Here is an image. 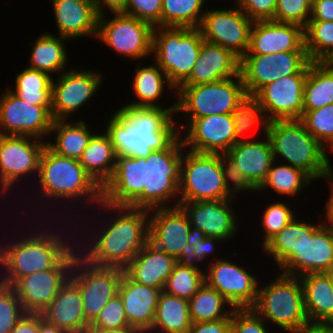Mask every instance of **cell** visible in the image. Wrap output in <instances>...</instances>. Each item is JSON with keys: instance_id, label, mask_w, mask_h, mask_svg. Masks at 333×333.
<instances>
[{"instance_id": "obj_1", "label": "cell", "mask_w": 333, "mask_h": 333, "mask_svg": "<svg viewBox=\"0 0 333 333\" xmlns=\"http://www.w3.org/2000/svg\"><path fill=\"white\" fill-rule=\"evenodd\" d=\"M96 208L102 209L103 212L109 211L110 216L113 215L112 211L114 215L108 219L110 222L103 220L104 223L98 226L99 228L90 227V231L92 229L95 233L88 231V234L87 232L84 234L88 226L85 225L83 229L81 227L83 239L76 242L77 248H80L79 255L96 266L124 269L149 242V211L130 206L109 205L104 201H101Z\"/></svg>"}, {"instance_id": "obj_2", "label": "cell", "mask_w": 333, "mask_h": 333, "mask_svg": "<svg viewBox=\"0 0 333 333\" xmlns=\"http://www.w3.org/2000/svg\"><path fill=\"white\" fill-rule=\"evenodd\" d=\"M175 112L176 108L121 106L108 117L103 131L110 137L117 156L147 158L152 151L167 148L180 135L173 118Z\"/></svg>"}, {"instance_id": "obj_3", "label": "cell", "mask_w": 333, "mask_h": 333, "mask_svg": "<svg viewBox=\"0 0 333 333\" xmlns=\"http://www.w3.org/2000/svg\"><path fill=\"white\" fill-rule=\"evenodd\" d=\"M25 231L20 238L10 240L0 245V282L13 286L20 278L33 272L52 269L76 244L71 235L62 234L53 229ZM65 230V232L63 231ZM34 231V232H33ZM27 234V236L25 235ZM66 235V236H63ZM67 237V239H65ZM71 238V239H70ZM69 240V241H68ZM72 240V241H70ZM73 242V243H70ZM75 242V243H74Z\"/></svg>"}, {"instance_id": "obj_4", "label": "cell", "mask_w": 333, "mask_h": 333, "mask_svg": "<svg viewBox=\"0 0 333 333\" xmlns=\"http://www.w3.org/2000/svg\"><path fill=\"white\" fill-rule=\"evenodd\" d=\"M39 198L44 201L68 200L71 202L83 199L88 204L98 205L102 201V188L85 171L79 160L63 157L44 147L40 159L38 175ZM48 197V198H47ZM66 199V200H65ZM72 199V201H71ZM87 199V201L85 200ZM94 202V203H93Z\"/></svg>"}, {"instance_id": "obj_5", "label": "cell", "mask_w": 333, "mask_h": 333, "mask_svg": "<svg viewBox=\"0 0 333 333\" xmlns=\"http://www.w3.org/2000/svg\"><path fill=\"white\" fill-rule=\"evenodd\" d=\"M267 136L274 160L286 159L287 164L305 172L314 182L330 172L325 147L298 120H275L269 123Z\"/></svg>"}, {"instance_id": "obj_6", "label": "cell", "mask_w": 333, "mask_h": 333, "mask_svg": "<svg viewBox=\"0 0 333 333\" xmlns=\"http://www.w3.org/2000/svg\"><path fill=\"white\" fill-rule=\"evenodd\" d=\"M184 149L180 134L164 150L150 153L143 162V192L129 205L130 207L148 211L169 208L171 200L176 203L172 207L179 206V184ZM175 199H177L176 202Z\"/></svg>"}, {"instance_id": "obj_7", "label": "cell", "mask_w": 333, "mask_h": 333, "mask_svg": "<svg viewBox=\"0 0 333 333\" xmlns=\"http://www.w3.org/2000/svg\"><path fill=\"white\" fill-rule=\"evenodd\" d=\"M259 286L251 308L267 323L270 321L289 333H297L309 323L299 277L281 273L272 282Z\"/></svg>"}, {"instance_id": "obj_8", "label": "cell", "mask_w": 333, "mask_h": 333, "mask_svg": "<svg viewBox=\"0 0 333 333\" xmlns=\"http://www.w3.org/2000/svg\"><path fill=\"white\" fill-rule=\"evenodd\" d=\"M199 28L158 26L153 31L152 55L177 90L189 77L202 42Z\"/></svg>"}, {"instance_id": "obj_9", "label": "cell", "mask_w": 333, "mask_h": 333, "mask_svg": "<svg viewBox=\"0 0 333 333\" xmlns=\"http://www.w3.org/2000/svg\"><path fill=\"white\" fill-rule=\"evenodd\" d=\"M176 112L187 119L219 114H232L247 94L241 74L229 79L192 86H180L176 90Z\"/></svg>"}, {"instance_id": "obj_10", "label": "cell", "mask_w": 333, "mask_h": 333, "mask_svg": "<svg viewBox=\"0 0 333 333\" xmlns=\"http://www.w3.org/2000/svg\"><path fill=\"white\" fill-rule=\"evenodd\" d=\"M187 151H183L179 202L233 198L225 185L220 155Z\"/></svg>"}, {"instance_id": "obj_11", "label": "cell", "mask_w": 333, "mask_h": 333, "mask_svg": "<svg viewBox=\"0 0 333 333\" xmlns=\"http://www.w3.org/2000/svg\"><path fill=\"white\" fill-rule=\"evenodd\" d=\"M112 15V19L99 16L96 39L124 58L138 61L152 55L154 27L124 13Z\"/></svg>"}, {"instance_id": "obj_12", "label": "cell", "mask_w": 333, "mask_h": 333, "mask_svg": "<svg viewBox=\"0 0 333 333\" xmlns=\"http://www.w3.org/2000/svg\"><path fill=\"white\" fill-rule=\"evenodd\" d=\"M124 269L100 267L78 255L70 279L79 287L86 322L91 325L103 307L118 293Z\"/></svg>"}, {"instance_id": "obj_13", "label": "cell", "mask_w": 333, "mask_h": 333, "mask_svg": "<svg viewBox=\"0 0 333 333\" xmlns=\"http://www.w3.org/2000/svg\"><path fill=\"white\" fill-rule=\"evenodd\" d=\"M306 51H287L264 55H244L240 74L246 93L255 95L266 84L287 75L308 74Z\"/></svg>"}, {"instance_id": "obj_14", "label": "cell", "mask_w": 333, "mask_h": 333, "mask_svg": "<svg viewBox=\"0 0 333 333\" xmlns=\"http://www.w3.org/2000/svg\"><path fill=\"white\" fill-rule=\"evenodd\" d=\"M78 255L76 244L52 269L33 272L12 286L26 313H41L52 302L70 278Z\"/></svg>"}, {"instance_id": "obj_15", "label": "cell", "mask_w": 333, "mask_h": 333, "mask_svg": "<svg viewBox=\"0 0 333 333\" xmlns=\"http://www.w3.org/2000/svg\"><path fill=\"white\" fill-rule=\"evenodd\" d=\"M229 9H206L198 27L204 41L219 45L242 58L249 50L251 20L237 5Z\"/></svg>"}, {"instance_id": "obj_16", "label": "cell", "mask_w": 333, "mask_h": 333, "mask_svg": "<svg viewBox=\"0 0 333 333\" xmlns=\"http://www.w3.org/2000/svg\"><path fill=\"white\" fill-rule=\"evenodd\" d=\"M46 142L31 136L0 134V195L12 191L25 175H38L39 159ZM14 185V186H13Z\"/></svg>"}, {"instance_id": "obj_17", "label": "cell", "mask_w": 333, "mask_h": 333, "mask_svg": "<svg viewBox=\"0 0 333 333\" xmlns=\"http://www.w3.org/2000/svg\"><path fill=\"white\" fill-rule=\"evenodd\" d=\"M51 108L32 105L17 97L9 88L5 89L0 95V134L44 140L50 135L53 123Z\"/></svg>"}, {"instance_id": "obj_18", "label": "cell", "mask_w": 333, "mask_h": 333, "mask_svg": "<svg viewBox=\"0 0 333 333\" xmlns=\"http://www.w3.org/2000/svg\"><path fill=\"white\" fill-rule=\"evenodd\" d=\"M80 69L68 68L57 76V80L53 78L51 108L53 120H67V117L81 110V107L85 106L101 87L103 83L101 72Z\"/></svg>"}, {"instance_id": "obj_19", "label": "cell", "mask_w": 333, "mask_h": 333, "mask_svg": "<svg viewBox=\"0 0 333 333\" xmlns=\"http://www.w3.org/2000/svg\"><path fill=\"white\" fill-rule=\"evenodd\" d=\"M186 125H177L184 148L203 154H226L236 143L232 114H219L187 119ZM181 126V128H180ZM180 128V129H179ZM187 131V132H186Z\"/></svg>"}, {"instance_id": "obj_20", "label": "cell", "mask_w": 333, "mask_h": 333, "mask_svg": "<svg viewBox=\"0 0 333 333\" xmlns=\"http://www.w3.org/2000/svg\"><path fill=\"white\" fill-rule=\"evenodd\" d=\"M216 260V261H215ZM246 268L217 257L208 263L205 282L234 308H251L257 299L259 280Z\"/></svg>"}, {"instance_id": "obj_21", "label": "cell", "mask_w": 333, "mask_h": 333, "mask_svg": "<svg viewBox=\"0 0 333 333\" xmlns=\"http://www.w3.org/2000/svg\"><path fill=\"white\" fill-rule=\"evenodd\" d=\"M306 76L307 74L287 75L266 84L255 94L270 122L301 118Z\"/></svg>"}, {"instance_id": "obj_22", "label": "cell", "mask_w": 333, "mask_h": 333, "mask_svg": "<svg viewBox=\"0 0 333 333\" xmlns=\"http://www.w3.org/2000/svg\"><path fill=\"white\" fill-rule=\"evenodd\" d=\"M234 199L179 202V206L188 215L191 226L198 228L208 237L225 242L238 234V215L234 214L231 206Z\"/></svg>"}, {"instance_id": "obj_23", "label": "cell", "mask_w": 333, "mask_h": 333, "mask_svg": "<svg viewBox=\"0 0 333 333\" xmlns=\"http://www.w3.org/2000/svg\"><path fill=\"white\" fill-rule=\"evenodd\" d=\"M333 267V228L323 223L307 238L298 252L279 268L280 273L300 277L328 272Z\"/></svg>"}, {"instance_id": "obj_24", "label": "cell", "mask_w": 333, "mask_h": 333, "mask_svg": "<svg viewBox=\"0 0 333 333\" xmlns=\"http://www.w3.org/2000/svg\"><path fill=\"white\" fill-rule=\"evenodd\" d=\"M287 51H306L304 27L273 20L253 22L249 50L245 55H264Z\"/></svg>"}, {"instance_id": "obj_25", "label": "cell", "mask_w": 333, "mask_h": 333, "mask_svg": "<svg viewBox=\"0 0 333 333\" xmlns=\"http://www.w3.org/2000/svg\"><path fill=\"white\" fill-rule=\"evenodd\" d=\"M190 228L188 215L180 206L149 211V242L175 258L187 245Z\"/></svg>"}, {"instance_id": "obj_26", "label": "cell", "mask_w": 333, "mask_h": 333, "mask_svg": "<svg viewBox=\"0 0 333 333\" xmlns=\"http://www.w3.org/2000/svg\"><path fill=\"white\" fill-rule=\"evenodd\" d=\"M161 292V289L138 283L123 273L118 294L122 298L129 327L140 333L151 329Z\"/></svg>"}, {"instance_id": "obj_27", "label": "cell", "mask_w": 333, "mask_h": 333, "mask_svg": "<svg viewBox=\"0 0 333 333\" xmlns=\"http://www.w3.org/2000/svg\"><path fill=\"white\" fill-rule=\"evenodd\" d=\"M145 160L143 157L117 156L114 172L102 187V201L109 205L129 206L143 192Z\"/></svg>"}, {"instance_id": "obj_28", "label": "cell", "mask_w": 333, "mask_h": 333, "mask_svg": "<svg viewBox=\"0 0 333 333\" xmlns=\"http://www.w3.org/2000/svg\"><path fill=\"white\" fill-rule=\"evenodd\" d=\"M58 35L67 39L97 36L99 15L94 0H52Z\"/></svg>"}, {"instance_id": "obj_29", "label": "cell", "mask_w": 333, "mask_h": 333, "mask_svg": "<svg viewBox=\"0 0 333 333\" xmlns=\"http://www.w3.org/2000/svg\"><path fill=\"white\" fill-rule=\"evenodd\" d=\"M240 64L241 58L234 52L203 41L190 77L181 86L212 83L239 76Z\"/></svg>"}, {"instance_id": "obj_30", "label": "cell", "mask_w": 333, "mask_h": 333, "mask_svg": "<svg viewBox=\"0 0 333 333\" xmlns=\"http://www.w3.org/2000/svg\"><path fill=\"white\" fill-rule=\"evenodd\" d=\"M43 319L67 333H88L79 287L69 278L52 302L41 312Z\"/></svg>"}, {"instance_id": "obj_31", "label": "cell", "mask_w": 333, "mask_h": 333, "mask_svg": "<svg viewBox=\"0 0 333 333\" xmlns=\"http://www.w3.org/2000/svg\"><path fill=\"white\" fill-rule=\"evenodd\" d=\"M176 263L174 256L148 242L124 268V272L138 283L163 291Z\"/></svg>"}, {"instance_id": "obj_32", "label": "cell", "mask_w": 333, "mask_h": 333, "mask_svg": "<svg viewBox=\"0 0 333 333\" xmlns=\"http://www.w3.org/2000/svg\"><path fill=\"white\" fill-rule=\"evenodd\" d=\"M264 137L265 141L237 142L226 153L257 189L265 181L274 161L270 140L268 136Z\"/></svg>"}, {"instance_id": "obj_33", "label": "cell", "mask_w": 333, "mask_h": 333, "mask_svg": "<svg viewBox=\"0 0 333 333\" xmlns=\"http://www.w3.org/2000/svg\"><path fill=\"white\" fill-rule=\"evenodd\" d=\"M304 293V308L309 323L333 324V286L326 272L299 277Z\"/></svg>"}, {"instance_id": "obj_34", "label": "cell", "mask_w": 333, "mask_h": 333, "mask_svg": "<svg viewBox=\"0 0 333 333\" xmlns=\"http://www.w3.org/2000/svg\"><path fill=\"white\" fill-rule=\"evenodd\" d=\"M133 75L132 91L137 96L136 101H129L123 106L130 107H146V108H176V102L171 106H163L159 104L158 99L164 94V89L167 87L173 90L176 94V89L169 82L165 72L155 63L150 66L142 67L139 64L135 68ZM167 84V86H166Z\"/></svg>"}, {"instance_id": "obj_35", "label": "cell", "mask_w": 333, "mask_h": 333, "mask_svg": "<svg viewBox=\"0 0 333 333\" xmlns=\"http://www.w3.org/2000/svg\"><path fill=\"white\" fill-rule=\"evenodd\" d=\"M298 216L287 224L279 233L273 236L262 248L264 254L272 256L279 269L293 254L298 252L304 244L307 235H312L323 223L312 224L297 220Z\"/></svg>"}, {"instance_id": "obj_36", "label": "cell", "mask_w": 333, "mask_h": 333, "mask_svg": "<svg viewBox=\"0 0 333 333\" xmlns=\"http://www.w3.org/2000/svg\"><path fill=\"white\" fill-rule=\"evenodd\" d=\"M85 171L102 188L111 178L117 162V154L110 137L104 133H95L80 158Z\"/></svg>"}, {"instance_id": "obj_37", "label": "cell", "mask_w": 333, "mask_h": 333, "mask_svg": "<svg viewBox=\"0 0 333 333\" xmlns=\"http://www.w3.org/2000/svg\"><path fill=\"white\" fill-rule=\"evenodd\" d=\"M94 134L84 119L75 122L53 120L50 135H55V141L49 140L46 145L60 156L80 160Z\"/></svg>"}, {"instance_id": "obj_38", "label": "cell", "mask_w": 333, "mask_h": 333, "mask_svg": "<svg viewBox=\"0 0 333 333\" xmlns=\"http://www.w3.org/2000/svg\"><path fill=\"white\" fill-rule=\"evenodd\" d=\"M69 39L58 35L56 37L50 32H46L37 37L32 42V50L29 54V67L38 71L45 72L51 77L66 71V65L69 61V54L66 51L65 41Z\"/></svg>"}, {"instance_id": "obj_39", "label": "cell", "mask_w": 333, "mask_h": 333, "mask_svg": "<svg viewBox=\"0 0 333 333\" xmlns=\"http://www.w3.org/2000/svg\"><path fill=\"white\" fill-rule=\"evenodd\" d=\"M191 325L189 301L162 291L154 322L147 333H186Z\"/></svg>"}, {"instance_id": "obj_40", "label": "cell", "mask_w": 333, "mask_h": 333, "mask_svg": "<svg viewBox=\"0 0 333 333\" xmlns=\"http://www.w3.org/2000/svg\"><path fill=\"white\" fill-rule=\"evenodd\" d=\"M333 104V69L325 62H310L304 84L303 111Z\"/></svg>"}, {"instance_id": "obj_41", "label": "cell", "mask_w": 333, "mask_h": 333, "mask_svg": "<svg viewBox=\"0 0 333 333\" xmlns=\"http://www.w3.org/2000/svg\"><path fill=\"white\" fill-rule=\"evenodd\" d=\"M234 309L230 302L206 282L189 300V311L192 323L231 319V314Z\"/></svg>"}, {"instance_id": "obj_42", "label": "cell", "mask_w": 333, "mask_h": 333, "mask_svg": "<svg viewBox=\"0 0 333 333\" xmlns=\"http://www.w3.org/2000/svg\"><path fill=\"white\" fill-rule=\"evenodd\" d=\"M52 80L49 74L27 66L17 74L14 89L9 90L32 105L52 106Z\"/></svg>"}, {"instance_id": "obj_43", "label": "cell", "mask_w": 333, "mask_h": 333, "mask_svg": "<svg viewBox=\"0 0 333 333\" xmlns=\"http://www.w3.org/2000/svg\"><path fill=\"white\" fill-rule=\"evenodd\" d=\"M275 164H277L276 160L273 161L265 181L257 189L258 192L265 191L269 187L277 194L293 196L294 198L313 181L305 172L287 163L282 165L278 162L277 165Z\"/></svg>"}, {"instance_id": "obj_44", "label": "cell", "mask_w": 333, "mask_h": 333, "mask_svg": "<svg viewBox=\"0 0 333 333\" xmlns=\"http://www.w3.org/2000/svg\"><path fill=\"white\" fill-rule=\"evenodd\" d=\"M206 0H162L161 26L198 28Z\"/></svg>"}, {"instance_id": "obj_45", "label": "cell", "mask_w": 333, "mask_h": 333, "mask_svg": "<svg viewBox=\"0 0 333 333\" xmlns=\"http://www.w3.org/2000/svg\"><path fill=\"white\" fill-rule=\"evenodd\" d=\"M232 116L237 142L253 141L247 140L244 136L241 138L243 134H248L249 130H253V127L262 126L264 135L267 136L270 121L255 95L246 94L233 110Z\"/></svg>"}, {"instance_id": "obj_46", "label": "cell", "mask_w": 333, "mask_h": 333, "mask_svg": "<svg viewBox=\"0 0 333 333\" xmlns=\"http://www.w3.org/2000/svg\"><path fill=\"white\" fill-rule=\"evenodd\" d=\"M304 37L310 62H325L333 54V21L309 20Z\"/></svg>"}, {"instance_id": "obj_47", "label": "cell", "mask_w": 333, "mask_h": 333, "mask_svg": "<svg viewBox=\"0 0 333 333\" xmlns=\"http://www.w3.org/2000/svg\"><path fill=\"white\" fill-rule=\"evenodd\" d=\"M205 283V271L175 264L166 282L167 294L190 300Z\"/></svg>"}, {"instance_id": "obj_48", "label": "cell", "mask_w": 333, "mask_h": 333, "mask_svg": "<svg viewBox=\"0 0 333 333\" xmlns=\"http://www.w3.org/2000/svg\"><path fill=\"white\" fill-rule=\"evenodd\" d=\"M222 240L215 237H208L198 228L191 226L188 236V243L181 250V253L176 257L180 265L201 269L199 262L205 261L216 250V245L221 244Z\"/></svg>"}, {"instance_id": "obj_49", "label": "cell", "mask_w": 333, "mask_h": 333, "mask_svg": "<svg viewBox=\"0 0 333 333\" xmlns=\"http://www.w3.org/2000/svg\"><path fill=\"white\" fill-rule=\"evenodd\" d=\"M307 131L317 139L325 149L333 141V104L323 108L303 111L299 119Z\"/></svg>"}, {"instance_id": "obj_50", "label": "cell", "mask_w": 333, "mask_h": 333, "mask_svg": "<svg viewBox=\"0 0 333 333\" xmlns=\"http://www.w3.org/2000/svg\"><path fill=\"white\" fill-rule=\"evenodd\" d=\"M25 313L15 289L0 282V333H11Z\"/></svg>"}, {"instance_id": "obj_51", "label": "cell", "mask_w": 333, "mask_h": 333, "mask_svg": "<svg viewBox=\"0 0 333 333\" xmlns=\"http://www.w3.org/2000/svg\"><path fill=\"white\" fill-rule=\"evenodd\" d=\"M289 203L276 202L266 206L262 213L261 231L264 233L262 247L277 233H279L295 216V213L288 206Z\"/></svg>"}, {"instance_id": "obj_52", "label": "cell", "mask_w": 333, "mask_h": 333, "mask_svg": "<svg viewBox=\"0 0 333 333\" xmlns=\"http://www.w3.org/2000/svg\"><path fill=\"white\" fill-rule=\"evenodd\" d=\"M312 0H278L273 21L304 27L311 17Z\"/></svg>"}, {"instance_id": "obj_53", "label": "cell", "mask_w": 333, "mask_h": 333, "mask_svg": "<svg viewBox=\"0 0 333 333\" xmlns=\"http://www.w3.org/2000/svg\"><path fill=\"white\" fill-rule=\"evenodd\" d=\"M89 328L122 329L129 327L122 298L117 293L100 311Z\"/></svg>"}, {"instance_id": "obj_54", "label": "cell", "mask_w": 333, "mask_h": 333, "mask_svg": "<svg viewBox=\"0 0 333 333\" xmlns=\"http://www.w3.org/2000/svg\"><path fill=\"white\" fill-rule=\"evenodd\" d=\"M221 168L223 177L228 193L235 198L241 191L257 192V188L248 180V178L241 172L234 160L227 154H220Z\"/></svg>"}, {"instance_id": "obj_55", "label": "cell", "mask_w": 333, "mask_h": 333, "mask_svg": "<svg viewBox=\"0 0 333 333\" xmlns=\"http://www.w3.org/2000/svg\"><path fill=\"white\" fill-rule=\"evenodd\" d=\"M266 321L252 308H235L231 314V333H269Z\"/></svg>"}, {"instance_id": "obj_56", "label": "cell", "mask_w": 333, "mask_h": 333, "mask_svg": "<svg viewBox=\"0 0 333 333\" xmlns=\"http://www.w3.org/2000/svg\"><path fill=\"white\" fill-rule=\"evenodd\" d=\"M162 0H127L124 14L147 22L154 28L161 26Z\"/></svg>"}, {"instance_id": "obj_57", "label": "cell", "mask_w": 333, "mask_h": 333, "mask_svg": "<svg viewBox=\"0 0 333 333\" xmlns=\"http://www.w3.org/2000/svg\"><path fill=\"white\" fill-rule=\"evenodd\" d=\"M278 0H239L238 7L253 21L272 20Z\"/></svg>"}, {"instance_id": "obj_58", "label": "cell", "mask_w": 333, "mask_h": 333, "mask_svg": "<svg viewBox=\"0 0 333 333\" xmlns=\"http://www.w3.org/2000/svg\"><path fill=\"white\" fill-rule=\"evenodd\" d=\"M186 333H231L230 319L192 323Z\"/></svg>"}, {"instance_id": "obj_59", "label": "cell", "mask_w": 333, "mask_h": 333, "mask_svg": "<svg viewBox=\"0 0 333 333\" xmlns=\"http://www.w3.org/2000/svg\"><path fill=\"white\" fill-rule=\"evenodd\" d=\"M310 20L333 21V0H312Z\"/></svg>"}, {"instance_id": "obj_60", "label": "cell", "mask_w": 333, "mask_h": 333, "mask_svg": "<svg viewBox=\"0 0 333 333\" xmlns=\"http://www.w3.org/2000/svg\"><path fill=\"white\" fill-rule=\"evenodd\" d=\"M11 333H39V313H25Z\"/></svg>"}, {"instance_id": "obj_61", "label": "cell", "mask_w": 333, "mask_h": 333, "mask_svg": "<svg viewBox=\"0 0 333 333\" xmlns=\"http://www.w3.org/2000/svg\"><path fill=\"white\" fill-rule=\"evenodd\" d=\"M94 4L96 6L97 14L102 16L105 15L104 10H106V7L111 14L124 13L127 0H94Z\"/></svg>"}, {"instance_id": "obj_62", "label": "cell", "mask_w": 333, "mask_h": 333, "mask_svg": "<svg viewBox=\"0 0 333 333\" xmlns=\"http://www.w3.org/2000/svg\"><path fill=\"white\" fill-rule=\"evenodd\" d=\"M329 180V187H331L329 198L327 199V203L325 205V221L324 223L330 227L333 228V168H331L329 174L325 177V180Z\"/></svg>"}, {"instance_id": "obj_63", "label": "cell", "mask_w": 333, "mask_h": 333, "mask_svg": "<svg viewBox=\"0 0 333 333\" xmlns=\"http://www.w3.org/2000/svg\"><path fill=\"white\" fill-rule=\"evenodd\" d=\"M297 333H333V324L308 323Z\"/></svg>"}, {"instance_id": "obj_64", "label": "cell", "mask_w": 333, "mask_h": 333, "mask_svg": "<svg viewBox=\"0 0 333 333\" xmlns=\"http://www.w3.org/2000/svg\"><path fill=\"white\" fill-rule=\"evenodd\" d=\"M39 333H67L64 329L47 323L39 313Z\"/></svg>"}, {"instance_id": "obj_65", "label": "cell", "mask_w": 333, "mask_h": 333, "mask_svg": "<svg viewBox=\"0 0 333 333\" xmlns=\"http://www.w3.org/2000/svg\"><path fill=\"white\" fill-rule=\"evenodd\" d=\"M88 333H140V332L134 328H122V329L89 328Z\"/></svg>"}, {"instance_id": "obj_66", "label": "cell", "mask_w": 333, "mask_h": 333, "mask_svg": "<svg viewBox=\"0 0 333 333\" xmlns=\"http://www.w3.org/2000/svg\"><path fill=\"white\" fill-rule=\"evenodd\" d=\"M327 147H329L330 150L325 149V154H326V157H327V160H328L329 164L331 165V162L329 160L330 158L328 157L327 152L328 151L333 152V141Z\"/></svg>"}, {"instance_id": "obj_67", "label": "cell", "mask_w": 333, "mask_h": 333, "mask_svg": "<svg viewBox=\"0 0 333 333\" xmlns=\"http://www.w3.org/2000/svg\"><path fill=\"white\" fill-rule=\"evenodd\" d=\"M333 69V54L325 61Z\"/></svg>"}, {"instance_id": "obj_68", "label": "cell", "mask_w": 333, "mask_h": 333, "mask_svg": "<svg viewBox=\"0 0 333 333\" xmlns=\"http://www.w3.org/2000/svg\"><path fill=\"white\" fill-rule=\"evenodd\" d=\"M326 273L329 275L330 280L332 282V286H333V267Z\"/></svg>"}, {"instance_id": "obj_69", "label": "cell", "mask_w": 333, "mask_h": 333, "mask_svg": "<svg viewBox=\"0 0 333 333\" xmlns=\"http://www.w3.org/2000/svg\"><path fill=\"white\" fill-rule=\"evenodd\" d=\"M238 3H239V0H236L235 3H234V5H238Z\"/></svg>"}]
</instances>
